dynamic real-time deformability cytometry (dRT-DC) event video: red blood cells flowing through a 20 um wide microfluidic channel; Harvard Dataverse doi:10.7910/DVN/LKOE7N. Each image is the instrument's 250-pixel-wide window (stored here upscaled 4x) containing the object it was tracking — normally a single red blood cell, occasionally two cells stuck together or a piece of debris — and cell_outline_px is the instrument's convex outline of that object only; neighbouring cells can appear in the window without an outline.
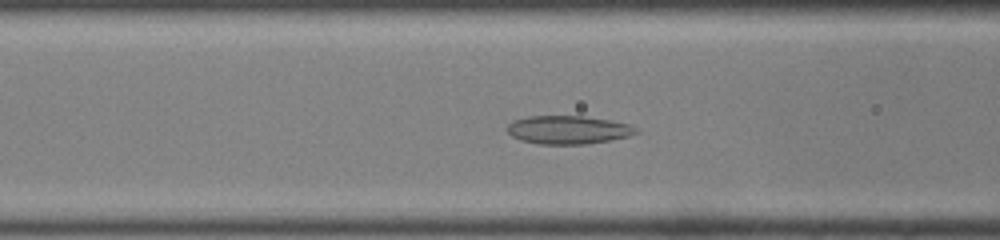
{"species": "common noctule bat (a hibernating species)", "species_latin": "Nyctalus noctula", "temperature_condition": "room temperature", "stored_images_in_passage": 47, "camera_frame_rate_fps": 3000, "um_per_image_px": 0.085, "animal": {"sex": "male", "body_mass_g": 19.0, "forearm_length_mm": 50.8}, "frame": {"image": 1, "passage_image": 18, "time_ms": 5.667, "image_size_px": [1000, 240], "cell_outline_px": [[640, 132], [628, 136], [588, 144], [540, 144], [520, 140], [512, 136], [508, 132], [508, 124], [512, 120], [528, 116], [584, 116], [608, 120], [628, 124], [636, 128]], "centroid_in_image_um": [48.27, 11.03], "position_along_channel_um": 118.3, "area_um2": 21.15}}
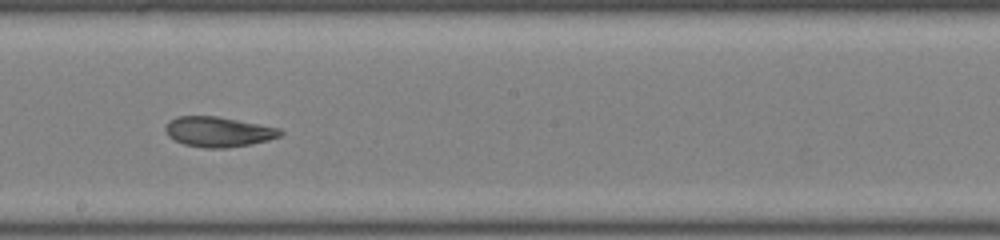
{"frame": {"image": 2, "passage_image": 26, "time_ms": 8.333, "image_size_px": [1000, 240], "cell_outline_px": [[284, 132], [280, 136], [268, 140], [252, 144], [228, 148], [204, 148], [184, 144], [168, 136], [164, 128], [168, 120], [176, 116], [216, 116], [280, 128]], "centroid_in_image_um": [18.55, 11.2], "position_along_channel_um": 229.7, "area_um2": 20.23}}
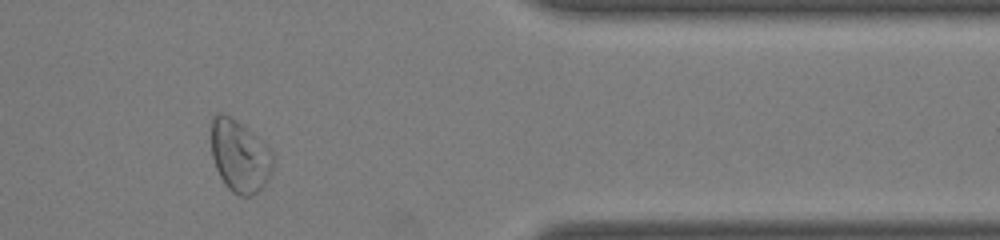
{"frame": {"image": 3, "passage_image": 39, "time_ms": 12.667, "image_size_px": [1000, 240], "cell_outline_px": [[272, 168], [268, 180], [256, 192], [248, 196], [240, 196], [232, 192], [224, 184], [216, 168], [212, 156], [212, 116], [216, 112], [220, 112], [236, 120], [248, 128], [272, 152]], "centroid_in_image_um": [20.35, 13.26], "position_along_channel_um": 391.0, "area_um2": 25.66}, "authors_computed_cell_mechanics": {"area_um2": 25.6054, "velocity_mm_per_s": 4.1927, "shape_relaxation_time_tau1_ms": null, "shape_relaxation_time_tau2_ms": 1.5415, "deformation_change_tau1": null, "deformation_change_tau2": 0.0756}}